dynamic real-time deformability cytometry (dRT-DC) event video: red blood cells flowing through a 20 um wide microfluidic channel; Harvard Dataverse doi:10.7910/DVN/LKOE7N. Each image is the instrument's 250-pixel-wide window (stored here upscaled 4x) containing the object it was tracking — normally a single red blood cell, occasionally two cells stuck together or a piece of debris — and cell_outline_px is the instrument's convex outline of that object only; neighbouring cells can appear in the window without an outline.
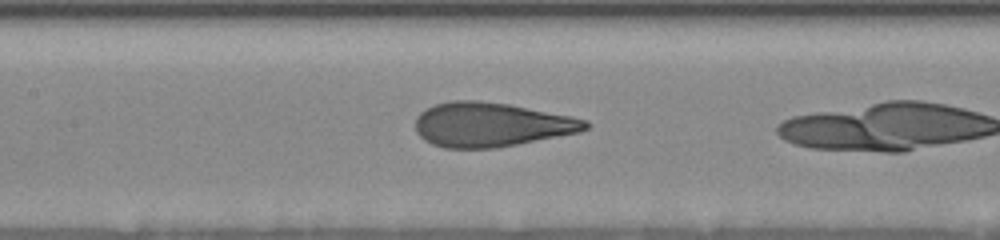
{"species": "human", "species_latin": "Homo sapiens", "temperature_condition": "room temperature", "stored_images_in_passage": 16, "camera_frame_rate_fps": 3000, "um_per_image_px": 0.085, "donor": {"sex": "female"}, "frame": {"image": 1, "passage_image": 14, "time_ms": 3.0, "image_size_px": [1000, 240], "cell_outline_px": [[592, 124], [588, 128], [580, 132], [496, 148], [444, 148], [432, 144], [424, 140], [416, 132], [416, 116], [420, 112], [436, 104], [452, 100], [476, 100], [508, 104], [572, 116], [588, 120]], "centroid_in_image_um": [41.76, 10.59], "position_along_channel_um": 165.6, "area_um2": 43.93}}